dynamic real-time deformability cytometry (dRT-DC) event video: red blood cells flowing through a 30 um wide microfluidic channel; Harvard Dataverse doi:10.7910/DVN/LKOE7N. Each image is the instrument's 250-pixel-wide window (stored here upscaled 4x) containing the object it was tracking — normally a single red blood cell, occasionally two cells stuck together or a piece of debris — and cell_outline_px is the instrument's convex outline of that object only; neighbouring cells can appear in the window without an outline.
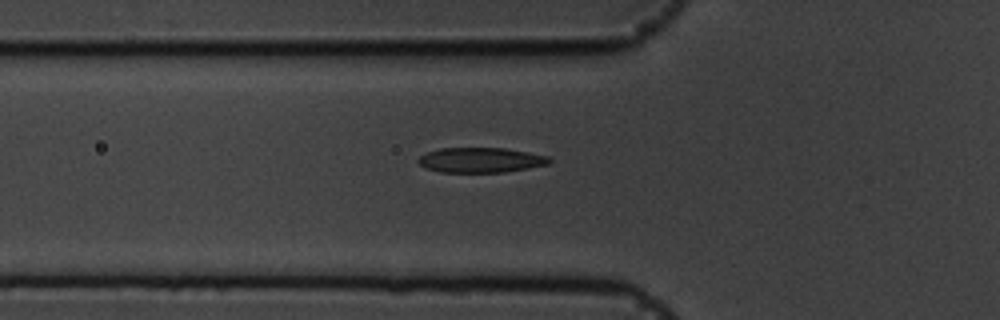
{"species": "common noctule bat (a hibernating species)", "species_latin": "Nyctalus noctula", "temperature_condition": "cold", "stored_images_in_passage": 35, "camera_frame_rate_fps": 3000, "um_per_image_px": 0.085, "animal": {"sex": "male", "body_mass_g": 19.5, "forearm_length_mm": 54.6}, "frame": {"image": 1, "passage_image": 2, "time_ms": 0.333, "image_size_px": [1000, 320], "cell_outline_px": [[552, 160], [548, 164], [528, 168], [504, 172], [440, 172], [424, 168], [416, 160], [420, 156], [428, 152], [440, 148], [504, 148], [528, 152], [548, 156]], "centroid_in_image_um": [40.84, 13.6], "position_along_channel_um": 85.0, "area_um2": 19.07}}
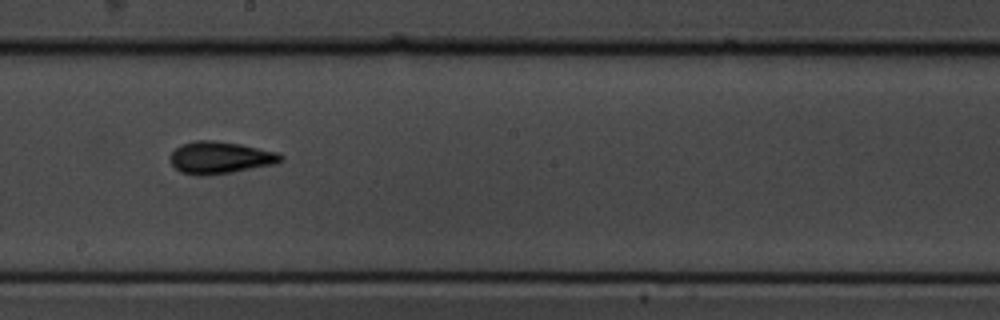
{"frame": {"image": 2, "passage_image": 14, "time_ms": 4.333, "image_size_px": [1000, 320], "cell_outline_px": [[284, 160], [276, 164], [232, 172], [200, 176], [196, 176], [180, 172], [168, 160], [168, 156], [180, 144], [196, 140], [212, 140], [240, 144], [280, 152], [284, 156]], "centroid_in_image_um": [18.72, 13.4], "position_along_channel_um": 229.5, "area_um2": 21.04}}
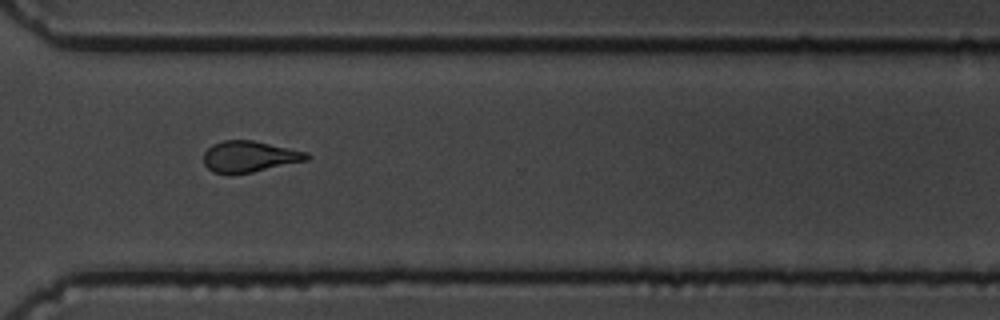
{"frame": {"image": 3, "passage_image": 24, "time_ms": 7.667, "image_size_px": [1000, 320], "cell_outline_px": [[312, 156], [308, 160], [252, 172], [232, 176], [212, 172], [204, 164], [204, 152], [212, 144], [224, 140], [252, 140], [308, 152]], "centroid_in_image_um": [21.18, 13.33], "position_along_channel_um": 349.4, "area_um2": 19.02}}